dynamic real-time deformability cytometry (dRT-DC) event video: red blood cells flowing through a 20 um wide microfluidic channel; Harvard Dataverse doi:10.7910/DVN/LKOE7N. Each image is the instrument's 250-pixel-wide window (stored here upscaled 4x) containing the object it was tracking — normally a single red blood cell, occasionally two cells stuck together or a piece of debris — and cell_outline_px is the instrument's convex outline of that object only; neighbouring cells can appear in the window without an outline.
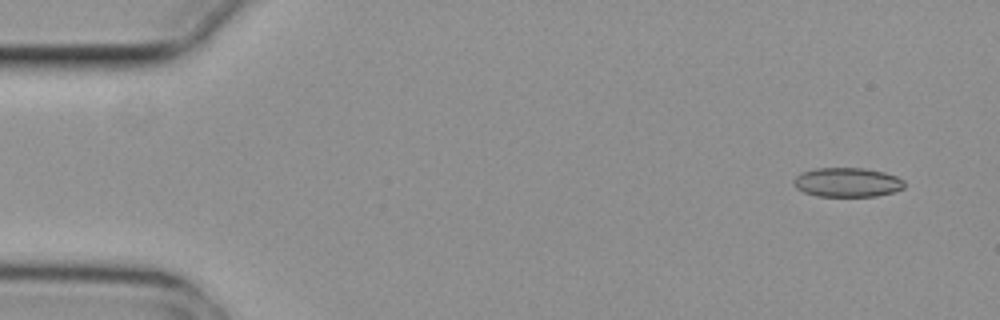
{"species": "common noctule bat (a hibernating species)", "species_latin": "Nyctalus noctula", "temperature_condition": "cold", "stored_images_in_passage": 5, "camera_frame_rate_fps": 3000, "um_per_image_px": 0.085, "animal": {"sex": "female", "body_mass_g": 29.2, "forearm_length_mm": 56.3}, "frame": {"image": 1, "passage_image": 1, "time_ms": 0.0, "image_size_px": [1000, 320], "cell_outline_px": [[904, 188], [892, 192], [876, 196], [816, 196], [804, 192], [796, 188], [792, 184], [792, 180], [800, 172], [816, 168], [864, 168], [884, 172], [896, 176], [904, 180]], "centroid_in_image_um": [71.98, 15.49], "position_along_channel_um": 13.0, "area_um2": 19.02}}
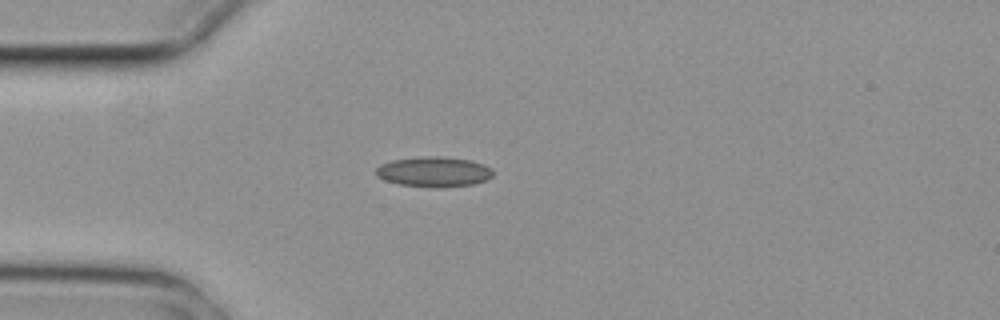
{"frame": {"image": 2, "passage_image": 4, "time_ms": 1.0, "image_size_px": [1000, 320], "cell_outline_px": [[492, 176], [488, 180], [472, 184], [440, 188], [432, 188], [400, 184], [384, 180], [376, 176], [376, 168], [380, 164], [392, 160], [420, 156], [440, 156], [472, 160], [484, 164], [492, 168]], "centroid_in_image_um": [36.88, 14.6], "position_along_channel_um": 48.1, "area_um2": 20.87}}